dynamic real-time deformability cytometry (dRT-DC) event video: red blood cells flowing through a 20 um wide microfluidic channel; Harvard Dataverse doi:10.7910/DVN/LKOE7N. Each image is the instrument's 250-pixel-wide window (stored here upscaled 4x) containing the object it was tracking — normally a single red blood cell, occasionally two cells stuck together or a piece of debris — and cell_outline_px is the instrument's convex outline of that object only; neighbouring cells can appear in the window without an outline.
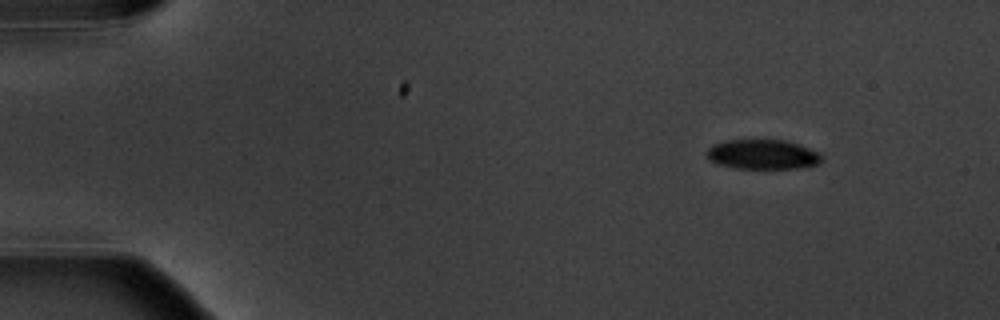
{"species": "common noctule bat (a hibernating species)", "species_latin": "Nyctalus noctula", "temperature_condition": "warm", "stored_images_in_passage": 5, "camera_frame_rate_fps": 3000, "um_per_image_px": 0.085, "animal": {"sex": "male", "body_mass_g": 20.1, "forearm_length_mm": 53.5}, "frame": {"image": 1, "passage_image": 2, "time_ms": 1.0, "image_size_px": [1000, 320], "cell_outline_px": [[824, 160], [820, 164], [804, 168], [736, 168], [720, 164], [708, 160], [708, 148], [712, 144], [724, 140], [784, 140], [800, 144], [820, 152], [824, 156]], "centroid_in_image_um": [64.91, 13.12], "position_along_channel_um": 20.1, "area_um2": 20.17}}